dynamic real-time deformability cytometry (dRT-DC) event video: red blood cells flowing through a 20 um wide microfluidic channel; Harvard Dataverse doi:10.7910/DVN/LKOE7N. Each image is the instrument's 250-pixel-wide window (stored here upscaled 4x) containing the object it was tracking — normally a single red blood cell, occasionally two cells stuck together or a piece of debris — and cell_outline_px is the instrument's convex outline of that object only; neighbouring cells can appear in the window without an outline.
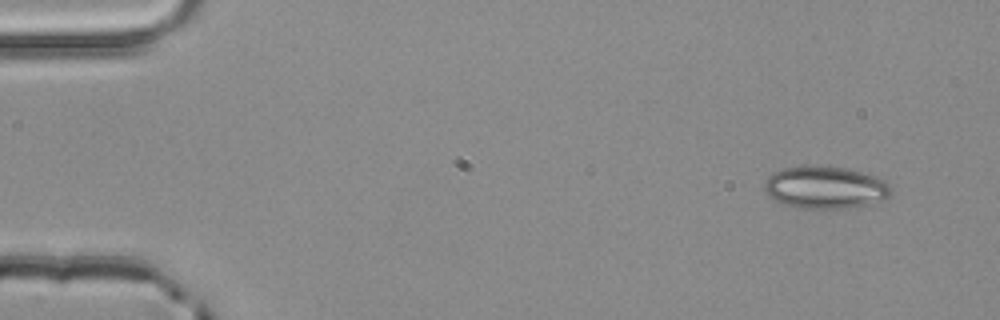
{"species": "common noctule bat (a hibernating species)", "species_latin": "Nyctalus noctula", "temperature_condition": "room temperature", "stored_images_in_passage": 3, "camera_frame_rate_fps": 3000, "um_per_image_px": 0.085, "animal": {"sex": "male", "body_mass_g": 20.4}, "frame": {"image": 1, "passage_image": 3, "time_ms": 0.667, "image_size_px": [1000, 320], "cell_outline_px": [[892, 192], [888, 196], [880, 200], [868, 204], [848, 208], [800, 208], [784, 204], [772, 200], [764, 192], [764, 180], [772, 172], [784, 168], [804, 164], [844, 168], [876, 176], [884, 180], [892, 188]], "centroid_in_image_um": [70.08, 15.92], "position_along_channel_um": 14.9, "area_um2": 31.56}}